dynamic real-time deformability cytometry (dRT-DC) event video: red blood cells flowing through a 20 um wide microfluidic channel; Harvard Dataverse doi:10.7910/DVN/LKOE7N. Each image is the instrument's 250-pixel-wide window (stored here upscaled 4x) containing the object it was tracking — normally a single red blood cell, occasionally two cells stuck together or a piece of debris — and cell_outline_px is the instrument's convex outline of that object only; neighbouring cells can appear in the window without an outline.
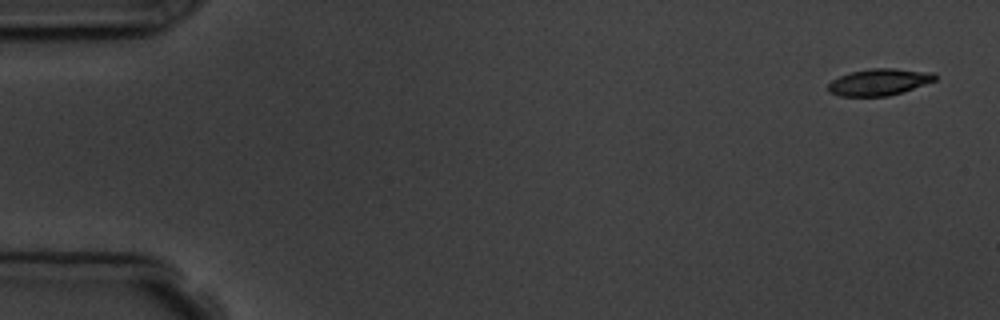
{"species": "common noctule bat (a hibernating species)", "species_latin": "Nyctalus noctula", "temperature_condition": "room temperature", "stored_images_in_passage": 5, "camera_frame_rate_fps": 3000, "um_per_image_px": 0.085, "animal": {"sex": "male", "body_mass_g": 19.5, "forearm_length_mm": 54.6}, "frame": {"image": 1, "passage_image": 1, "time_ms": 0.0, "image_size_px": [1000, 320], "cell_outline_px": [[936, 80], [888, 96], [840, 96], [828, 92], [828, 84], [832, 80], [840, 76], [852, 72], [872, 68], [892, 68], [932, 72], [936, 76]], "centroid_in_image_um": [74.69, 6.97], "position_along_channel_um": 10.3, "area_um2": 16.36}}
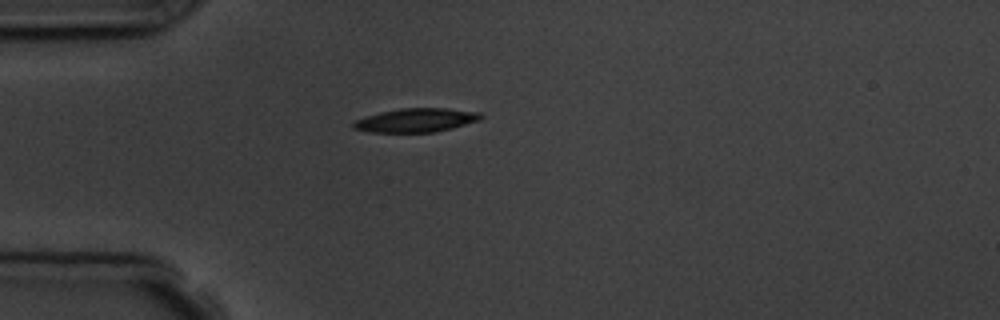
{"frame": {"image": 2, "passage_image": 5, "time_ms": 4.333, "image_size_px": [1000, 320], "cell_outline_px": [[484, 116], [480, 120], [452, 128], [432, 132], [372, 132], [352, 128], [352, 124], [356, 120], [380, 112], [400, 108], [448, 108], [480, 112]], "centroid_in_image_um": [35.4, 10.21], "position_along_channel_um": 49.6, "area_um2": 17.57}}